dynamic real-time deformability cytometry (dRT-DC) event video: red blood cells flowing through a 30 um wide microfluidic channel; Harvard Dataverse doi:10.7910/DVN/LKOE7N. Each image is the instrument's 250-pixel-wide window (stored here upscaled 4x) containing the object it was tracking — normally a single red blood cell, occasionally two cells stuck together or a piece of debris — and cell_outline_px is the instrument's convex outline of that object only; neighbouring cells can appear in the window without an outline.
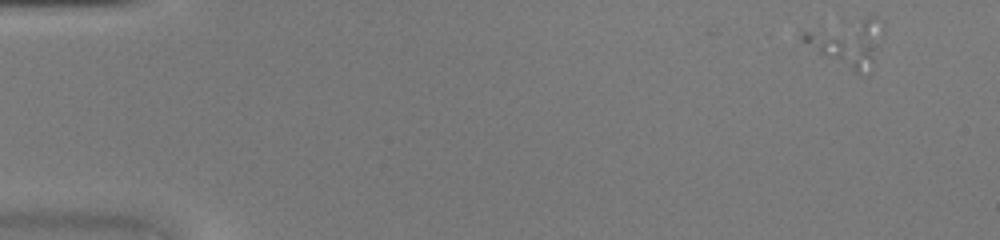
{"species": "common noctule bat (a hibernating species)", "species_latin": "Nyctalus noctula", "temperature_condition": "warm", "stored_images_in_passage": 4, "segment_of_instrument_passage": [2, 2], "camera_frame_rate_fps": 3000, "um_per_image_px": 0.085, "animal": {"sex": "female", "body_mass_g": 20.0, "forearm_length_mm": 54.0}, "frame": {"image": 1, "passage_image": 2, "time_ms": 0.333, "image_size_px": [1000, 240], "cell_outline_px": [[872, 60], [860, 76], [824, 56], [800, 40], [800, 32], [808, 32], [860, 44], [868, 48], [872, 56]], "centroid_in_image_um": [71.38, 4.37], "position_along_channel_um": 13.6, "area_um2": 11.1}}